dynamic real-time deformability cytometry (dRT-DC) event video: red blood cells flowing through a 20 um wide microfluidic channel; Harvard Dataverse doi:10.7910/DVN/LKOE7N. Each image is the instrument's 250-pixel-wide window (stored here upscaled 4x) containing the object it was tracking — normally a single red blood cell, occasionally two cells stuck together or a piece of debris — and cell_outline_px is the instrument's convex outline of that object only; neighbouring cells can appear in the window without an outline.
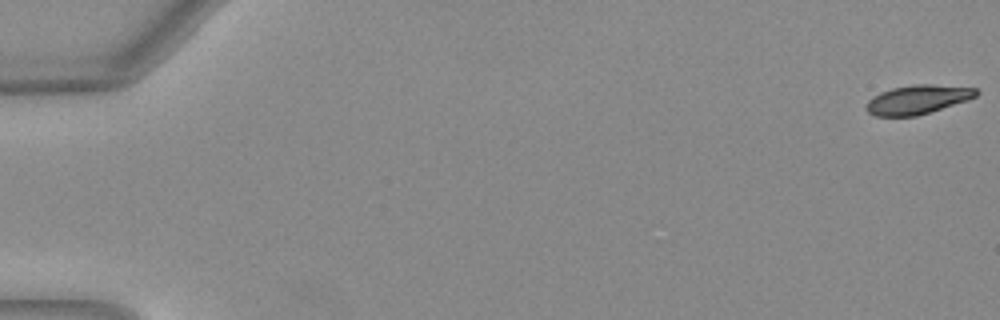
{"species": "Egyptian fruit bat (a non-hibernating species)", "species_latin": "Rousettus aegyptiacus", "temperature_condition": "warm", "stored_images_in_passage": 16, "camera_frame_rate_fps": 3000, "um_per_image_px": 0.085, "animal": {"sex": "female"}, "frame": {"image": 1, "passage_image": 1, "time_ms": 0.0, "image_size_px": [1000, 320], "cell_outline_px": [[980, 92], [976, 96], [968, 100], [916, 116], [876, 116], [868, 112], [864, 108], [868, 100], [872, 96], [880, 92], [892, 88], [912, 84], [932, 84], [976, 88]], "centroid_in_image_um": [77.97, 8.45], "position_along_channel_um": 7.0, "area_um2": 18.67}}
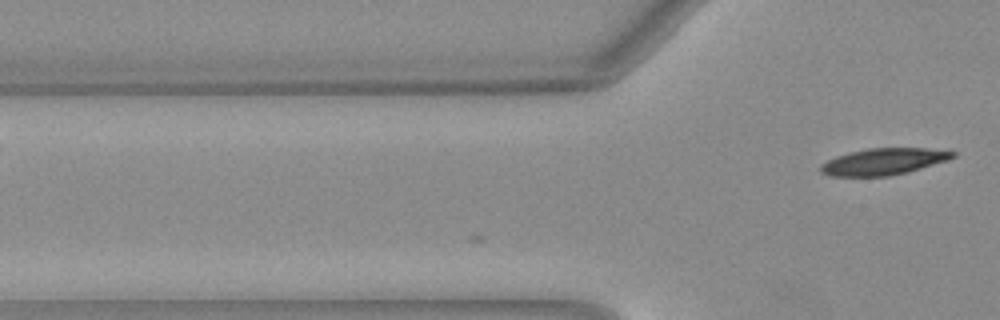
{"frame": {"image": 2, "passage_image": 16, "time_ms": 5.0, "image_size_px": [1000, 320], "cell_outline_px": [[956, 156], [948, 160], [920, 168], [888, 176], [832, 176], [820, 172], [820, 164], [836, 156], [848, 152], [868, 148], [928, 148], [956, 152]], "centroid_in_image_um": [75.08, 13.72], "position_along_channel_um": 50.7, "area_um2": 20.35}}